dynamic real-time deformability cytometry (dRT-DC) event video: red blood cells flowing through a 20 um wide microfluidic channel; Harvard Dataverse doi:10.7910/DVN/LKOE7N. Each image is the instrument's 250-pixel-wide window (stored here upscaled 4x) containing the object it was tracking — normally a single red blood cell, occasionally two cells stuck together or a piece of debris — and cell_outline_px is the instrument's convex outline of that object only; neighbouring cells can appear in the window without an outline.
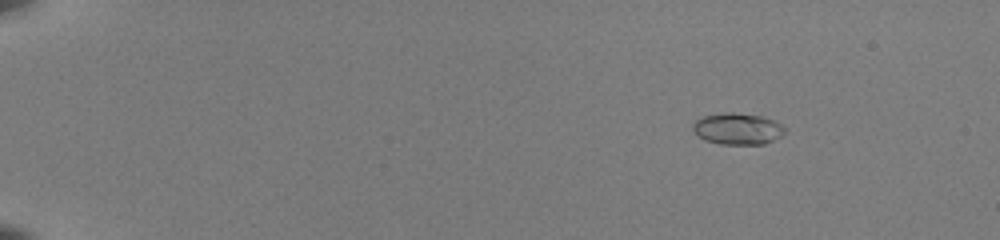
{"species": "common noctule bat (a hibernating species)", "species_latin": "Nyctalus noctula", "temperature_condition": "room temperature", "stored_images_in_passage": 46, "camera_frame_rate_fps": 3000, "um_per_image_px": 0.085, "animal": {"sex": "female", "body_mass_g": 22.0, "forearm_length_mm": 56.7}, "frame": {"image": 1, "passage_image": 1, "time_ms": 0.0, "image_size_px": [1000, 240], "cell_outline_px": [[784, 132], [780, 136], [764, 144], [720, 144], [704, 140], [692, 128], [692, 124], [696, 120], [704, 116], [724, 112], [732, 112], [764, 116], [780, 124], [784, 128]], "centroid_in_image_um": [62.67, 10.94], "position_along_channel_um": 22.3, "area_um2": 16.7}}
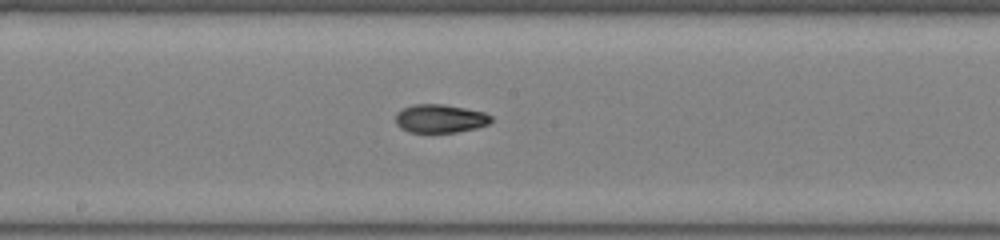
{"frame": {"image": 2, "passage_image": 25, "time_ms": 8.0, "image_size_px": [1000, 240], "cell_outline_px": [[492, 120], [488, 124], [476, 128], [456, 132], [408, 132], [400, 128], [396, 124], [396, 112], [412, 104], [444, 104], [484, 112], [492, 116]], "centroid_in_image_um": [37.39, 10.07], "position_along_channel_um": 210.8, "area_um2": 15.84}}
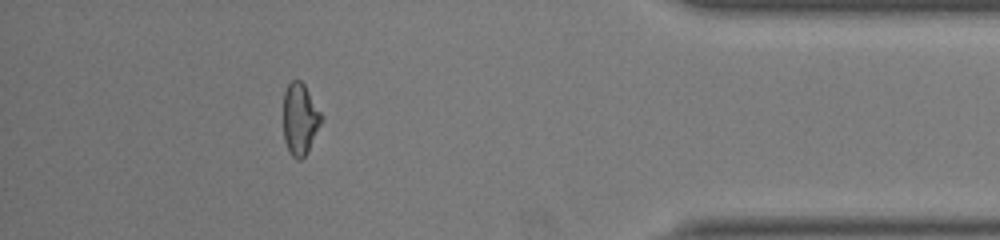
{"frame": {"image": 3, "passage_image": 42, "time_ms": 13.667, "image_size_px": [1000, 240], "cell_outline_px": [[324, 116], [304, 156], [300, 160], [296, 160], [288, 152], [284, 140], [284, 92], [288, 84], [292, 80], [300, 80], [304, 84]], "centroid_in_image_um": [25.49, 10.1], "position_along_channel_um": 409.7, "area_um2": 15.72}, "authors_computed_cell_mechanics": {"area_um2": 15.9528, "velocity_mm_per_s": 4.0404, "shape_relaxation_time_tau1_ms": null, "shape_relaxation_time_tau2_ms": 1.0923, "deformation_change_tau1": null, "deformation_change_tau2": 0.0553}}